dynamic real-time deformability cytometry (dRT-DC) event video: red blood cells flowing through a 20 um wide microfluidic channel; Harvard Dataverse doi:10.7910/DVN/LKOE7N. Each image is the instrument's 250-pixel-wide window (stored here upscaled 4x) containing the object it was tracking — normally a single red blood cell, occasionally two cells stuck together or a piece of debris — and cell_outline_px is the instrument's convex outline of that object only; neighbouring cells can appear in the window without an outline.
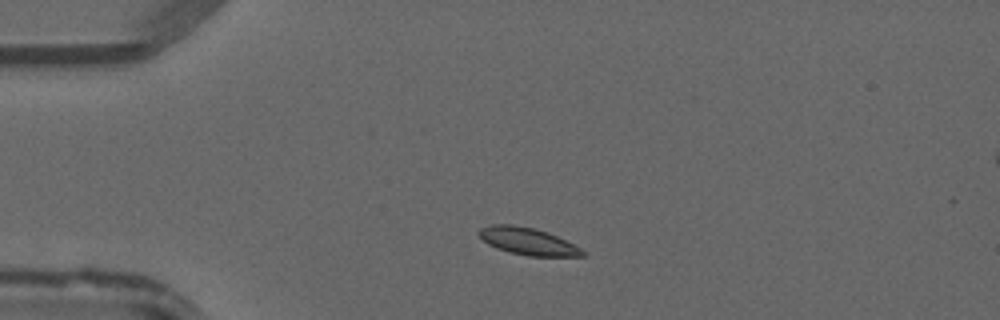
{"species": "common noctule bat (a hibernating species)", "species_latin": "Nyctalus noctula", "temperature_condition": "warm", "stored_images_in_passage": 42, "camera_frame_rate_fps": 3000, "um_per_image_px": 0.085, "animal": {"sex": "male", "forearm_length_mm": 52.5}, "frame": {"image": 1, "passage_image": 6, "time_ms": 1.667, "image_size_px": [1000, 320], "cell_outline_px": [[584, 256], [528, 256], [508, 252], [496, 248], [488, 244], [476, 232], [480, 228], [492, 224], [512, 224], [536, 228], [548, 232], [580, 248], [584, 252]], "centroid_in_image_um": [44.81, 20.49], "position_along_channel_um": 40.2, "area_um2": 16.36}}
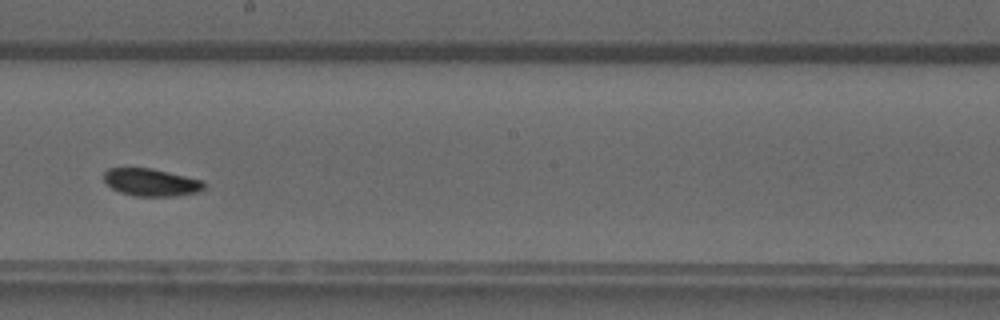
{"frame": {"image": 2, "passage_image": 22, "time_ms": 7.0, "image_size_px": [1000, 320], "cell_outline_px": [[208, 184], [200, 192], [176, 196], [136, 196], [120, 192], [112, 188], [104, 180], [104, 172], [108, 168], [152, 168], [204, 180]], "centroid_in_image_um": [12.91, 15.5], "position_along_channel_um": 235.3, "area_um2": 16.24}}
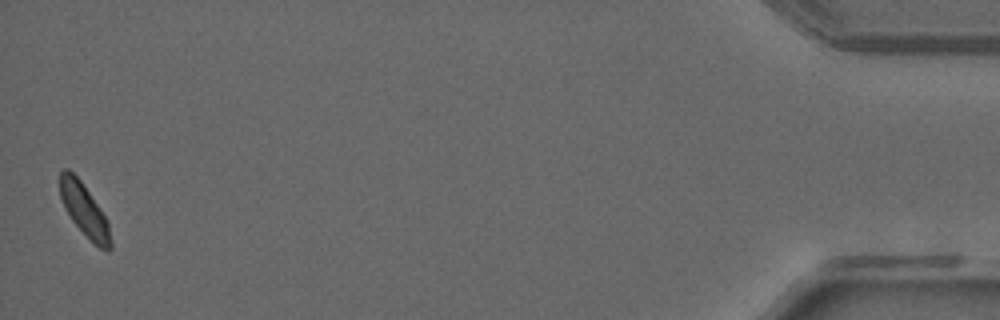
{"frame": {"image": 3, "passage_image": 42, "time_ms": 13.667, "image_size_px": [1000, 320], "cell_outline_px": [[112, 248], [108, 252], [100, 248], [72, 220], [64, 208], [60, 196], [60, 172], [64, 168], [68, 168], [80, 180], [108, 220], [112, 244]], "centroid_in_image_um": [7.18, 17.85], "position_along_channel_um": 428.0, "area_um2": 15.2}}